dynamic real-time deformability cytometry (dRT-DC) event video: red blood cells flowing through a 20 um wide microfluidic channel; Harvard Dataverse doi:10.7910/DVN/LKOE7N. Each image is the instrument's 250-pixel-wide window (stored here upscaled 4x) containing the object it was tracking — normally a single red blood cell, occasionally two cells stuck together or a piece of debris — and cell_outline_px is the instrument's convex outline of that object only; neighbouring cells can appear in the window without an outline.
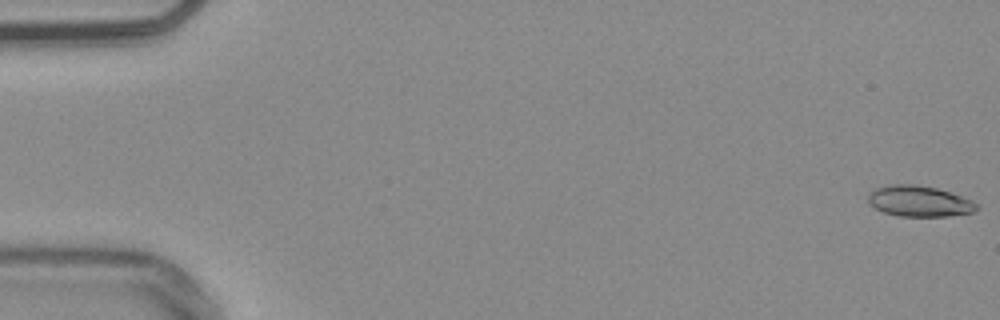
{"species": "common noctule bat (a hibernating species)", "species_latin": "Nyctalus noctula", "temperature_condition": "warm", "stored_images_in_passage": 55, "camera_frame_rate_fps": 3000, "um_per_image_px": 0.085, "animal": {"sex": "male", "body_mass_g": 20.4}, "frame": {"image": 1, "passage_image": 1, "time_ms": 0.0, "image_size_px": [1000, 320], "cell_outline_px": [[980, 208], [972, 212], [948, 216], [900, 216], [884, 212], [868, 204], [868, 192], [876, 188], [888, 184], [916, 184], [936, 188], [972, 200]], "centroid_in_image_um": [78.1, 17.09], "position_along_channel_um": 6.9, "area_um2": 19.48}}
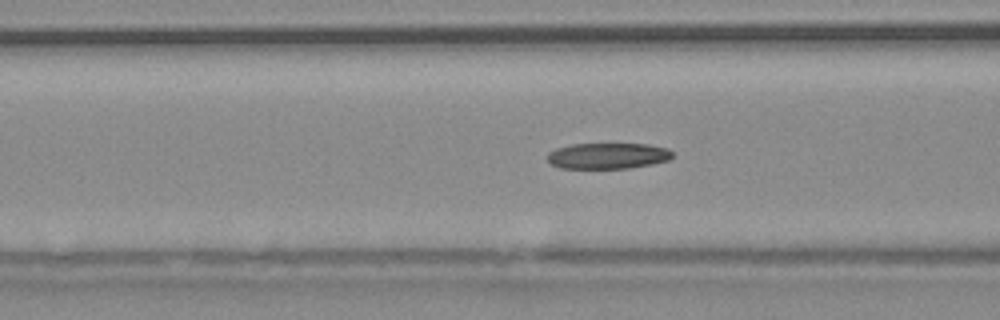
{"frame": {"image": 2, "passage_image": 22, "time_ms": 7.0, "image_size_px": [1000, 320], "cell_outline_px": [[672, 156], [668, 160], [652, 164], [628, 168], [560, 168], [552, 164], [548, 160], [548, 152], [556, 148], [572, 144], [648, 144], [668, 148], [672, 152]], "centroid_in_image_um": [51.66, 13.24], "position_along_channel_um": 114.9, "area_um2": 18.84}}
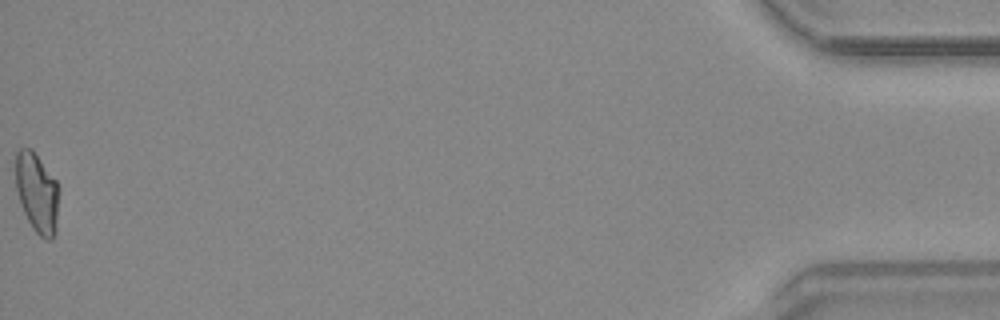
{"frame": {"image": 3, "passage_image": 55, "time_ms": 18.0, "image_size_px": [1000, 320], "cell_outline_px": [[60, 188], [56, 232], [52, 240], [48, 240], [40, 236], [32, 228], [24, 212], [16, 188], [16, 152], [20, 148], [32, 148], [56, 180]], "centroid_in_image_um": [3.18, 16.39], "position_along_channel_um": 432.0, "area_um2": 20.35}, "authors_computed_cell_mechanics": {"area_um2": 19.652, "velocity_mm_per_s": 3.7829, "shape_relaxation_time_tau1_ms": null, "shape_relaxation_time_tau2_ms": 4.2202, "deformation_change_tau1": null, "deformation_change_tau2": 0.1134}}